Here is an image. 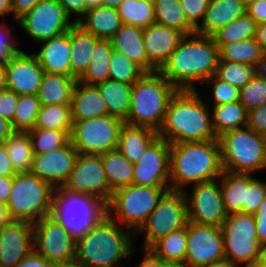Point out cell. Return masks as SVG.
<instances>
[{
  "instance_id": "cell-43",
  "label": "cell",
  "mask_w": 266,
  "mask_h": 267,
  "mask_svg": "<svg viewBox=\"0 0 266 267\" xmlns=\"http://www.w3.org/2000/svg\"><path fill=\"white\" fill-rule=\"evenodd\" d=\"M38 95L27 94L19 96V101L10 122L14 132H28L34 128L40 110Z\"/></svg>"
},
{
  "instance_id": "cell-63",
  "label": "cell",
  "mask_w": 266,
  "mask_h": 267,
  "mask_svg": "<svg viewBox=\"0 0 266 267\" xmlns=\"http://www.w3.org/2000/svg\"><path fill=\"white\" fill-rule=\"evenodd\" d=\"M255 40L266 53V22L259 23L257 26Z\"/></svg>"
},
{
  "instance_id": "cell-26",
  "label": "cell",
  "mask_w": 266,
  "mask_h": 267,
  "mask_svg": "<svg viewBox=\"0 0 266 267\" xmlns=\"http://www.w3.org/2000/svg\"><path fill=\"white\" fill-rule=\"evenodd\" d=\"M76 24L98 39L110 40L123 23L116 8L98 5L89 8Z\"/></svg>"
},
{
  "instance_id": "cell-56",
  "label": "cell",
  "mask_w": 266,
  "mask_h": 267,
  "mask_svg": "<svg viewBox=\"0 0 266 267\" xmlns=\"http://www.w3.org/2000/svg\"><path fill=\"white\" fill-rule=\"evenodd\" d=\"M42 0H11L13 18L16 22Z\"/></svg>"
},
{
  "instance_id": "cell-5",
  "label": "cell",
  "mask_w": 266,
  "mask_h": 267,
  "mask_svg": "<svg viewBox=\"0 0 266 267\" xmlns=\"http://www.w3.org/2000/svg\"><path fill=\"white\" fill-rule=\"evenodd\" d=\"M176 91L159 71L145 73L132 85L130 110L125 124L148 127L158 132Z\"/></svg>"
},
{
  "instance_id": "cell-25",
  "label": "cell",
  "mask_w": 266,
  "mask_h": 267,
  "mask_svg": "<svg viewBox=\"0 0 266 267\" xmlns=\"http://www.w3.org/2000/svg\"><path fill=\"white\" fill-rule=\"evenodd\" d=\"M72 121L108 115L107 107L96 85L77 80L71 101Z\"/></svg>"
},
{
  "instance_id": "cell-19",
  "label": "cell",
  "mask_w": 266,
  "mask_h": 267,
  "mask_svg": "<svg viewBox=\"0 0 266 267\" xmlns=\"http://www.w3.org/2000/svg\"><path fill=\"white\" fill-rule=\"evenodd\" d=\"M78 154L71 141L53 151L34 154L30 173L50 183L54 188L62 187L74 167Z\"/></svg>"
},
{
  "instance_id": "cell-47",
  "label": "cell",
  "mask_w": 266,
  "mask_h": 267,
  "mask_svg": "<svg viewBox=\"0 0 266 267\" xmlns=\"http://www.w3.org/2000/svg\"><path fill=\"white\" fill-rule=\"evenodd\" d=\"M239 101L246 111L266 104V81L256 75L240 89Z\"/></svg>"
},
{
  "instance_id": "cell-4",
  "label": "cell",
  "mask_w": 266,
  "mask_h": 267,
  "mask_svg": "<svg viewBox=\"0 0 266 267\" xmlns=\"http://www.w3.org/2000/svg\"><path fill=\"white\" fill-rule=\"evenodd\" d=\"M170 190L218 180L223 173L218 140L170 144Z\"/></svg>"
},
{
  "instance_id": "cell-54",
  "label": "cell",
  "mask_w": 266,
  "mask_h": 267,
  "mask_svg": "<svg viewBox=\"0 0 266 267\" xmlns=\"http://www.w3.org/2000/svg\"><path fill=\"white\" fill-rule=\"evenodd\" d=\"M58 3L63 7L65 13L72 19L74 14L77 16L74 22L77 23L89 9L86 0H58Z\"/></svg>"
},
{
  "instance_id": "cell-49",
  "label": "cell",
  "mask_w": 266,
  "mask_h": 267,
  "mask_svg": "<svg viewBox=\"0 0 266 267\" xmlns=\"http://www.w3.org/2000/svg\"><path fill=\"white\" fill-rule=\"evenodd\" d=\"M266 197V182L248 174V189L243 202V213L254 214Z\"/></svg>"
},
{
  "instance_id": "cell-20",
  "label": "cell",
  "mask_w": 266,
  "mask_h": 267,
  "mask_svg": "<svg viewBox=\"0 0 266 267\" xmlns=\"http://www.w3.org/2000/svg\"><path fill=\"white\" fill-rule=\"evenodd\" d=\"M44 73L37 57L22 50L6 65L5 88L18 96L37 95Z\"/></svg>"
},
{
  "instance_id": "cell-6",
  "label": "cell",
  "mask_w": 266,
  "mask_h": 267,
  "mask_svg": "<svg viewBox=\"0 0 266 267\" xmlns=\"http://www.w3.org/2000/svg\"><path fill=\"white\" fill-rule=\"evenodd\" d=\"M223 170L236 174H254L266 169L265 136L244 127L217 137Z\"/></svg>"
},
{
  "instance_id": "cell-37",
  "label": "cell",
  "mask_w": 266,
  "mask_h": 267,
  "mask_svg": "<svg viewBox=\"0 0 266 267\" xmlns=\"http://www.w3.org/2000/svg\"><path fill=\"white\" fill-rule=\"evenodd\" d=\"M149 249L164 262L184 264L187 250V225L160 238Z\"/></svg>"
},
{
  "instance_id": "cell-53",
  "label": "cell",
  "mask_w": 266,
  "mask_h": 267,
  "mask_svg": "<svg viewBox=\"0 0 266 267\" xmlns=\"http://www.w3.org/2000/svg\"><path fill=\"white\" fill-rule=\"evenodd\" d=\"M247 127L266 136V104L248 111Z\"/></svg>"
},
{
  "instance_id": "cell-74",
  "label": "cell",
  "mask_w": 266,
  "mask_h": 267,
  "mask_svg": "<svg viewBox=\"0 0 266 267\" xmlns=\"http://www.w3.org/2000/svg\"><path fill=\"white\" fill-rule=\"evenodd\" d=\"M240 1L244 6L248 7L250 4H252L256 0H240Z\"/></svg>"
},
{
  "instance_id": "cell-46",
  "label": "cell",
  "mask_w": 266,
  "mask_h": 267,
  "mask_svg": "<svg viewBox=\"0 0 266 267\" xmlns=\"http://www.w3.org/2000/svg\"><path fill=\"white\" fill-rule=\"evenodd\" d=\"M255 75L254 67L243 63L221 60L219 58L215 76L222 81L241 89Z\"/></svg>"
},
{
  "instance_id": "cell-33",
  "label": "cell",
  "mask_w": 266,
  "mask_h": 267,
  "mask_svg": "<svg viewBox=\"0 0 266 267\" xmlns=\"http://www.w3.org/2000/svg\"><path fill=\"white\" fill-rule=\"evenodd\" d=\"M212 128L216 136L247 127V114L240 101L216 105L211 110Z\"/></svg>"
},
{
  "instance_id": "cell-13",
  "label": "cell",
  "mask_w": 266,
  "mask_h": 267,
  "mask_svg": "<svg viewBox=\"0 0 266 267\" xmlns=\"http://www.w3.org/2000/svg\"><path fill=\"white\" fill-rule=\"evenodd\" d=\"M33 249L52 264L73 263L76 240L48 215L33 223Z\"/></svg>"
},
{
  "instance_id": "cell-65",
  "label": "cell",
  "mask_w": 266,
  "mask_h": 267,
  "mask_svg": "<svg viewBox=\"0 0 266 267\" xmlns=\"http://www.w3.org/2000/svg\"><path fill=\"white\" fill-rule=\"evenodd\" d=\"M255 75L266 81V54L254 67Z\"/></svg>"
},
{
  "instance_id": "cell-72",
  "label": "cell",
  "mask_w": 266,
  "mask_h": 267,
  "mask_svg": "<svg viewBox=\"0 0 266 267\" xmlns=\"http://www.w3.org/2000/svg\"><path fill=\"white\" fill-rule=\"evenodd\" d=\"M101 1H102V0H86V2H87V6H88L89 8H91V7H95V6H98V5H101Z\"/></svg>"
},
{
  "instance_id": "cell-22",
  "label": "cell",
  "mask_w": 266,
  "mask_h": 267,
  "mask_svg": "<svg viewBox=\"0 0 266 267\" xmlns=\"http://www.w3.org/2000/svg\"><path fill=\"white\" fill-rule=\"evenodd\" d=\"M183 36L178 30L156 23L143 29L144 47L148 56V73L161 70Z\"/></svg>"
},
{
  "instance_id": "cell-29",
  "label": "cell",
  "mask_w": 266,
  "mask_h": 267,
  "mask_svg": "<svg viewBox=\"0 0 266 267\" xmlns=\"http://www.w3.org/2000/svg\"><path fill=\"white\" fill-rule=\"evenodd\" d=\"M77 79L56 73H44L38 98L41 105H71Z\"/></svg>"
},
{
  "instance_id": "cell-11",
  "label": "cell",
  "mask_w": 266,
  "mask_h": 267,
  "mask_svg": "<svg viewBox=\"0 0 266 267\" xmlns=\"http://www.w3.org/2000/svg\"><path fill=\"white\" fill-rule=\"evenodd\" d=\"M124 124L123 120L111 115L75 121L70 141L79 154L102 155L117 149L120 130Z\"/></svg>"
},
{
  "instance_id": "cell-68",
  "label": "cell",
  "mask_w": 266,
  "mask_h": 267,
  "mask_svg": "<svg viewBox=\"0 0 266 267\" xmlns=\"http://www.w3.org/2000/svg\"><path fill=\"white\" fill-rule=\"evenodd\" d=\"M201 267H238V266L232 264L228 259L224 258Z\"/></svg>"
},
{
  "instance_id": "cell-64",
  "label": "cell",
  "mask_w": 266,
  "mask_h": 267,
  "mask_svg": "<svg viewBox=\"0 0 266 267\" xmlns=\"http://www.w3.org/2000/svg\"><path fill=\"white\" fill-rule=\"evenodd\" d=\"M12 221L7 204L4 202H0V228L9 224Z\"/></svg>"
},
{
  "instance_id": "cell-18",
  "label": "cell",
  "mask_w": 266,
  "mask_h": 267,
  "mask_svg": "<svg viewBox=\"0 0 266 267\" xmlns=\"http://www.w3.org/2000/svg\"><path fill=\"white\" fill-rule=\"evenodd\" d=\"M170 143L158 136L134 164L132 184L170 187Z\"/></svg>"
},
{
  "instance_id": "cell-21",
  "label": "cell",
  "mask_w": 266,
  "mask_h": 267,
  "mask_svg": "<svg viewBox=\"0 0 266 267\" xmlns=\"http://www.w3.org/2000/svg\"><path fill=\"white\" fill-rule=\"evenodd\" d=\"M33 250V223L12 220L0 228V267H15Z\"/></svg>"
},
{
  "instance_id": "cell-9",
  "label": "cell",
  "mask_w": 266,
  "mask_h": 267,
  "mask_svg": "<svg viewBox=\"0 0 266 267\" xmlns=\"http://www.w3.org/2000/svg\"><path fill=\"white\" fill-rule=\"evenodd\" d=\"M168 190L170 187L134 184L117 189L106 205L107 215L119 217L121 224L135 234Z\"/></svg>"
},
{
  "instance_id": "cell-38",
  "label": "cell",
  "mask_w": 266,
  "mask_h": 267,
  "mask_svg": "<svg viewBox=\"0 0 266 267\" xmlns=\"http://www.w3.org/2000/svg\"><path fill=\"white\" fill-rule=\"evenodd\" d=\"M9 159L16 173H29L34 152L28 132H14L5 142Z\"/></svg>"
},
{
  "instance_id": "cell-52",
  "label": "cell",
  "mask_w": 266,
  "mask_h": 267,
  "mask_svg": "<svg viewBox=\"0 0 266 267\" xmlns=\"http://www.w3.org/2000/svg\"><path fill=\"white\" fill-rule=\"evenodd\" d=\"M19 101V96L8 89H0V116L12 121Z\"/></svg>"
},
{
  "instance_id": "cell-34",
  "label": "cell",
  "mask_w": 266,
  "mask_h": 267,
  "mask_svg": "<svg viewBox=\"0 0 266 267\" xmlns=\"http://www.w3.org/2000/svg\"><path fill=\"white\" fill-rule=\"evenodd\" d=\"M219 181L226 213H243V202L248 189V174L223 171Z\"/></svg>"
},
{
  "instance_id": "cell-41",
  "label": "cell",
  "mask_w": 266,
  "mask_h": 267,
  "mask_svg": "<svg viewBox=\"0 0 266 267\" xmlns=\"http://www.w3.org/2000/svg\"><path fill=\"white\" fill-rule=\"evenodd\" d=\"M257 26L258 23L246 13L219 29L212 37L220 49L225 44L255 38Z\"/></svg>"
},
{
  "instance_id": "cell-14",
  "label": "cell",
  "mask_w": 266,
  "mask_h": 267,
  "mask_svg": "<svg viewBox=\"0 0 266 267\" xmlns=\"http://www.w3.org/2000/svg\"><path fill=\"white\" fill-rule=\"evenodd\" d=\"M17 24L27 37L40 44L69 31L75 22L65 13L58 0H42L21 17Z\"/></svg>"
},
{
  "instance_id": "cell-62",
  "label": "cell",
  "mask_w": 266,
  "mask_h": 267,
  "mask_svg": "<svg viewBox=\"0 0 266 267\" xmlns=\"http://www.w3.org/2000/svg\"><path fill=\"white\" fill-rule=\"evenodd\" d=\"M13 133L11 123L0 116V143H4Z\"/></svg>"
},
{
  "instance_id": "cell-10",
  "label": "cell",
  "mask_w": 266,
  "mask_h": 267,
  "mask_svg": "<svg viewBox=\"0 0 266 267\" xmlns=\"http://www.w3.org/2000/svg\"><path fill=\"white\" fill-rule=\"evenodd\" d=\"M225 258L238 267H254L259 253L256 222L253 214H228L221 226Z\"/></svg>"
},
{
  "instance_id": "cell-45",
  "label": "cell",
  "mask_w": 266,
  "mask_h": 267,
  "mask_svg": "<svg viewBox=\"0 0 266 267\" xmlns=\"http://www.w3.org/2000/svg\"><path fill=\"white\" fill-rule=\"evenodd\" d=\"M71 131L32 129L28 131L34 154H43L65 146L70 141Z\"/></svg>"
},
{
  "instance_id": "cell-61",
  "label": "cell",
  "mask_w": 266,
  "mask_h": 267,
  "mask_svg": "<svg viewBox=\"0 0 266 267\" xmlns=\"http://www.w3.org/2000/svg\"><path fill=\"white\" fill-rule=\"evenodd\" d=\"M13 176H0V202L7 204L12 189Z\"/></svg>"
},
{
  "instance_id": "cell-67",
  "label": "cell",
  "mask_w": 266,
  "mask_h": 267,
  "mask_svg": "<svg viewBox=\"0 0 266 267\" xmlns=\"http://www.w3.org/2000/svg\"><path fill=\"white\" fill-rule=\"evenodd\" d=\"M13 14L11 0H0V17Z\"/></svg>"
},
{
  "instance_id": "cell-60",
  "label": "cell",
  "mask_w": 266,
  "mask_h": 267,
  "mask_svg": "<svg viewBox=\"0 0 266 267\" xmlns=\"http://www.w3.org/2000/svg\"><path fill=\"white\" fill-rule=\"evenodd\" d=\"M142 250H144V257L138 267H163V260L157 257L150 249Z\"/></svg>"
},
{
  "instance_id": "cell-36",
  "label": "cell",
  "mask_w": 266,
  "mask_h": 267,
  "mask_svg": "<svg viewBox=\"0 0 266 267\" xmlns=\"http://www.w3.org/2000/svg\"><path fill=\"white\" fill-rule=\"evenodd\" d=\"M155 23L178 30L183 35L195 33L196 29L187 21L179 0H156Z\"/></svg>"
},
{
  "instance_id": "cell-7",
  "label": "cell",
  "mask_w": 266,
  "mask_h": 267,
  "mask_svg": "<svg viewBox=\"0 0 266 267\" xmlns=\"http://www.w3.org/2000/svg\"><path fill=\"white\" fill-rule=\"evenodd\" d=\"M55 188L36 175L16 173L7 202L12 220L36 223L51 215Z\"/></svg>"
},
{
  "instance_id": "cell-44",
  "label": "cell",
  "mask_w": 266,
  "mask_h": 267,
  "mask_svg": "<svg viewBox=\"0 0 266 267\" xmlns=\"http://www.w3.org/2000/svg\"><path fill=\"white\" fill-rule=\"evenodd\" d=\"M146 72L123 53L112 49L109 79L133 85Z\"/></svg>"
},
{
  "instance_id": "cell-27",
  "label": "cell",
  "mask_w": 266,
  "mask_h": 267,
  "mask_svg": "<svg viewBox=\"0 0 266 267\" xmlns=\"http://www.w3.org/2000/svg\"><path fill=\"white\" fill-rule=\"evenodd\" d=\"M110 40L114 50L123 53L148 73V56L144 47L143 28L122 24Z\"/></svg>"
},
{
  "instance_id": "cell-59",
  "label": "cell",
  "mask_w": 266,
  "mask_h": 267,
  "mask_svg": "<svg viewBox=\"0 0 266 267\" xmlns=\"http://www.w3.org/2000/svg\"><path fill=\"white\" fill-rule=\"evenodd\" d=\"M15 169L9 159L4 143H0V176H13Z\"/></svg>"
},
{
  "instance_id": "cell-32",
  "label": "cell",
  "mask_w": 266,
  "mask_h": 267,
  "mask_svg": "<svg viewBox=\"0 0 266 267\" xmlns=\"http://www.w3.org/2000/svg\"><path fill=\"white\" fill-rule=\"evenodd\" d=\"M107 182L114 192L125 186L132 185L134 164L118 150H110L101 155Z\"/></svg>"
},
{
  "instance_id": "cell-16",
  "label": "cell",
  "mask_w": 266,
  "mask_h": 267,
  "mask_svg": "<svg viewBox=\"0 0 266 267\" xmlns=\"http://www.w3.org/2000/svg\"><path fill=\"white\" fill-rule=\"evenodd\" d=\"M187 200L188 221L192 223L221 227L228 214L225 211L220 181L212 180L193 185Z\"/></svg>"
},
{
  "instance_id": "cell-57",
  "label": "cell",
  "mask_w": 266,
  "mask_h": 267,
  "mask_svg": "<svg viewBox=\"0 0 266 267\" xmlns=\"http://www.w3.org/2000/svg\"><path fill=\"white\" fill-rule=\"evenodd\" d=\"M51 265L52 263L48 262L33 249L15 267H51Z\"/></svg>"
},
{
  "instance_id": "cell-31",
  "label": "cell",
  "mask_w": 266,
  "mask_h": 267,
  "mask_svg": "<svg viewBox=\"0 0 266 267\" xmlns=\"http://www.w3.org/2000/svg\"><path fill=\"white\" fill-rule=\"evenodd\" d=\"M98 40L76 23L70 28L72 77L78 80L87 70L94 45Z\"/></svg>"
},
{
  "instance_id": "cell-66",
  "label": "cell",
  "mask_w": 266,
  "mask_h": 267,
  "mask_svg": "<svg viewBox=\"0 0 266 267\" xmlns=\"http://www.w3.org/2000/svg\"><path fill=\"white\" fill-rule=\"evenodd\" d=\"M254 267H266V243L259 245L258 259Z\"/></svg>"
},
{
  "instance_id": "cell-1",
  "label": "cell",
  "mask_w": 266,
  "mask_h": 267,
  "mask_svg": "<svg viewBox=\"0 0 266 267\" xmlns=\"http://www.w3.org/2000/svg\"><path fill=\"white\" fill-rule=\"evenodd\" d=\"M219 58L213 37L195 32L183 36L159 72L177 90H197L195 84L215 75Z\"/></svg>"
},
{
  "instance_id": "cell-42",
  "label": "cell",
  "mask_w": 266,
  "mask_h": 267,
  "mask_svg": "<svg viewBox=\"0 0 266 267\" xmlns=\"http://www.w3.org/2000/svg\"><path fill=\"white\" fill-rule=\"evenodd\" d=\"M123 24L147 28L155 23L154 4L143 0H124L117 8Z\"/></svg>"
},
{
  "instance_id": "cell-51",
  "label": "cell",
  "mask_w": 266,
  "mask_h": 267,
  "mask_svg": "<svg viewBox=\"0 0 266 267\" xmlns=\"http://www.w3.org/2000/svg\"><path fill=\"white\" fill-rule=\"evenodd\" d=\"M187 21L197 29L204 20L210 0H179ZM201 19V20H200ZM200 21V22H199Z\"/></svg>"
},
{
  "instance_id": "cell-55",
  "label": "cell",
  "mask_w": 266,
  "mask_h": 267,
  "mask_svg": "<svg viewBox=\"0 0 266 267\" xmlns=\"http://www.w3.org/2000/svg\"><path fill=\"white\" fill-rule=\"evenodd\" d=\"M253 215L256 222L258 243H266V197Z\"/></svg>"
},
{
  "instance_id": "cell-58",
  "label": "cell",
  "mask_w": 266,
  "mask_h": 267,
  "mask_svg": "<svg viewBox=\"0 0 266 267\" xmlns=\"http://www.w3.org/2000/svg\"><path fill=\"white\" fill-rule=\"evenodd\" d=\"M246 13L258 24L266 22V0H256L246 7Z\"/></svg>"
},
{
  "instance_id": "cell-48",
  "label": "cell",
  "mask_w": 266,
  "mask_h": 267,
  "mask_svg": "<svg viewBox=\"0 0 266 267\" xmlns=\"http://www.w3.org/2000/svg\"><path fill=\"white\" fill-rule=\"evenodd\" d=\"M211 83L213 86L212 99L214 106L239 101L240 99L239 88L231 85L228 82L220 80L215 75H213L204 82L205 85H211Z\"/></svg>"
},
{
  "instance_id": "cell-15",
  "label": "cell",
  "mask_w": 266,
  "mask_h": 267,
  "mask_svg": "<svg viewBox=\"0 0 266 267\" xmlns=\"http://www.w3.org/2000/svg\"><path fill=\"white\" fill-rule=\"evenodd\" d=\"M61 188L71 193L97 197L106 205L113 194L107 182L101 155L78 154L74 167Z\"/></svg>"
},
{
  "instance_id": "cell-2",
  "label": "cell",
  "mask_w": 266,
  "mask_h": 267,
  "mask_svg": "<svg viewBox=\"0 0 266 267\" xmlns=\"http://www.w3.org/2000/svg\"><path fill=\"white\" fill-rule=\"evenodd\" d=\"M209 106L197 90H177L168 104L158 135L170 144L217 140Z\"/></svg>"
},
{
  "instance_id": "cell-73",
  "label": "cell",
  "mask_w": 266,
  "mask_h": 267,
  "mask_svg": "<svg viewBox=\"0 0 266 267\" xmlns=\"http://www.w3.org/2000/svg\"><path fill=\"white\" fill-rule=\"evenodd\" d=\"M51 267H76L75 263H57L52 264Z\"/></svg>"
},
{
  "instance_id": "cell-40",
  "label": "cell",
  "mask_w": 266,
  "mask_h": 267,
  "mask_svg": "<svg viewBox=\"0 0 266 267\" xmlns=\"http://www.w3.org/2000/svg\"><path fill=\"white\" fill-rule=\"evenodd\" d=\"M71 105H41L33 129L72 131Z\"/></svg>"
},
{
  "instance_id": "cell-35",
  "label": "cell",
  "mask_w": 266,
  "mask_h": 267,
  "mask_svg": "<svg viewBox=\"0 0 266 267\" xmlns=\"http://www.w3.org/2000/svg\"><path fill=\"white\" fill-rule=\"evenodd\" d=\"M112 43L109 39H99L94 45L87 70L78 81L96 85L109 79Z\"/></svg>"
},
{
  "instance_id": "cell-24",
  "label": "cell",
  "mask_w": 266,
  "mask_h": 267,
  "mask_svg": "<svg viewBox=\"0 0 266 267\" xmlns=\"http://www.w3.org/2000/svg\"><path fill=\"white\" fill-rule=\"evenodd\" d=\"M246 14V6L240 0H210L204 20L196 33L212 36L222 27Z\"/></svg>"
},
{
  "instance_id": "cell-30",
  "label": "cell",
  "mask_w": 266,
  "mask_h": 267,
  "mask_svg": "<svg viewBox=\"0 0 266 267\" xmlns=\"http://www.w3.org/2000/svg\"><path fill=\"white\" fill-rule=\"evenodd\" d=\"M96 86L105 101L108 115L125 122L130 110L132 85L107 79Z\"/></svg>"
},
{
  "instance_id": "cell-71",
  "label": "cell",
  "mask_w": 266,
  "mask_h": 267,
  "mask_svg": "<svg viewBox=\"0 0 266 267\" xmlns=\"http://www.w3.org/2000/svg\"><path fill=\"white\" fill-rule=\"evenodd\" d=\"M163 267H186V266L182 263H172L163 261Z\"/></svg>"
},
{
  "instance_id": "cell-17",
  "label": "cell",
  "mask_w": 266,
  "mask_h": 267,
  "mask_svg": "<svg viewBox=\"0 0 266 267\" xmlns=\"http://www.w3.org/2000/svg\"><path fill=\"white\" fill-rule=\"evenodd\" d=\"M224 258V237L221 227L188 221L184 265L201 267Z\"/></svg>"
},
{
  "instance_id": "cell-12",
  "label": "cell",
  "mask_w": 266,
  "mask_h": 267,
  "mask_svg": "<svg viewBox=\"0 0 266 267\" xmlns=\"http://www.w3.org/2000/svg\"><path fill=\"white\" fill-rule=\"evenodd\" d=\"M187 223V200L184 192L168 190L135 234L145 235L142 249H149L160 238L186 227Z\"/></svg>"
},
{
  "instance_id": "cell-23",
  "label": "cell",
  "mask_w": 266,
  "mask_h": 267,
  "mask_svg": "<svg viewBox=\"0 0 266 267\" xmlns=\"http://www.w3.org/2000/svg\"><path fill=\"white\" fill-rule=\"evenodd\" d=\"M39 52L33 53L45 73L71 76V44L69 31L41 42Z\"/></svg>"
},
{
  "instance_id": "cell-3",
  "label": "cell",
  "mask_w": 266,
  "mask_h": 267,
  "mask_svg": "<svg viewBox=\"0 0 266 267\" xmlns=\"http://www.w3.org/2000/svg\"><path fill=\"white\" fill-rule=\"evenodd\" d=\"M107 214L76 241L77 267H122L120 260L134 254V233Z\"/></svg>"
},
{
  "instance_id": "cell-39",
  "label": "cell",
  "mask_w": 266,
  "mask_h": 267,
  "mask_svg": "<svg viewBox=\"0 0 266 267\" xmlns=\"http://www.w3.org/2000/svg\"><path fill=\"white\" fill-rule=\"evenodd\" d=\"M265 54L255 38L225 44L219 49L221 60L243 63L253 67Z\"/></svg>"
},
{
  "instance_id": "cell-50",
  "label": "cell",
  "mask_w": 266,
  "mask_h": 267,
  "mask_svg": "<svg viewBox=\"0 0 266 267\" xmlns=\"http://www.w3.org/2000/svg\"><path fill=\"white\" fill-rule=\"evenodd\" d=\"M5 23L0 24V64L7 65L22 50L17 47V40L11 34V28ZM16 40V42H15Z\"/></svg>"
},
{
  "instance_id": "cell-69",
  "label": "cell",
  "mask_w": 266,
  "mask_h": 267,
  "mask_svg": "<svg viewBox=\"0 0 266 267\" xmlns=\"http://www.w3.org/2000/svg\"><path fill=\"white\" fill-rule=\"evenodd\" d=\"M6 85V65L0 64V89H5Z\"/></svg>"
},
{
  "instance_id": "cell-75",
  "label": "cell",
  "mask_w": 266,
  "mask_h": 267,
  "mask_svg": "<svg viewBox=\"0 0 266 267\" xmlns=\"http://www.w3.org/2000/svg\"><path fill=\"white\" fill-rule=\"evenodd\" d=\"M143 1L150 2L152 4H154L156 2V0H143Z\"/></svg>"
},
{
  "instance_id": "cell-28",
  "label": "cell",
  "mask_w": 266,
  "mask_h": 267,
  "mask_svg": "<svg viewBox=\"0 0 266 267\" xmlns=\"http://www.w3.org/2000/svg\"><path fill=\"white\" fill-rule=\"evenodd\" d=\"M158 136L157 131L151 128L124 124L120 130L117 149L135 164Z\"/></svg>"
},
{
  "instance_id": "cell-70",
  "label": "cell",
  "mask_w": 266,
  "mask_h": 267,
  "mask_svg": "<svg viewBox=\"0 0 266 267\" xmlns=\"http://www.w3.org/2000/svg\"><path fill=\"white\" fill-rule=\"evenodd\" d=\"M124 0H102V6H109L112 8H117Z\"/></svg>"
},
{
  "instance_id": "cell-8",
  "label": "cell",
  "mask_w": 266,
  "mask_h": 267,
  "mask_svg": "<svg viewBox=\"0 0 266 267\" xmlns=\"http://www.w3.org/2000/svg\"><path fill=\"white\" fill-rule=\"evenodd\" d=\"M106 214V204L99 198L55 188L51 215L76 241Z\"/></svg>"
}]
</instances>
